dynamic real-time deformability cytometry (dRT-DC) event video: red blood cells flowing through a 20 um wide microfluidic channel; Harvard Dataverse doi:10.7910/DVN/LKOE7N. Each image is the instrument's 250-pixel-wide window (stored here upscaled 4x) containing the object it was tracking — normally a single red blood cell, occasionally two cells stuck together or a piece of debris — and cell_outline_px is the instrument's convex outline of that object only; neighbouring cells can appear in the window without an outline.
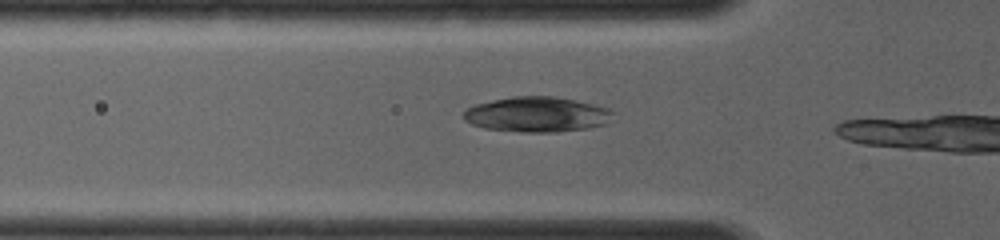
{"species": "common noctule bat (a hibernating species)", "species_latin": "Nyctalus noctula", "temperature_condition": "room temperature", "stored_images_in_passage": 26, "camera_frame_rate_fps": 4000, "um_per_image_px": 0.085, "animal": {"sex": "female", "body_mass_g": 19.0, "forearm_length_mm": 56.7}, "frame": {"image": 1, "passage_image": 10, "time_ms": 2.25, "image_size_px": [1000, 240], "cell_outline_px": [[616, 112], [608, 124], [588, 128], [556, 132], [524, 132], [484, 128], [472, 124], [464, 120], [464, 112], [468, 108], [476, 104], [512, 96], [552, 96], [592, 104], [608, 108]], "centroid_in_image_um": [45.68, 9.73], "position_along_channel_um": 80.1, "area_um2": 30.58}}
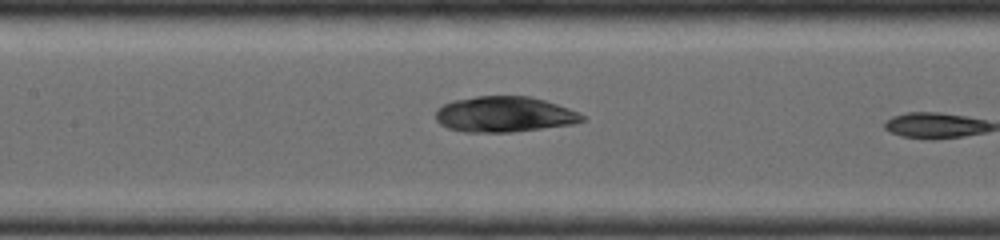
{"frame": {"image": 2, "passage_image": 17, "time_ms": 4.0, "image_size_px": [1000, 240], "cell_outline_px": [[584, 120], [572, 124], [512, 132], [464, 132], [448, 128], [440, 124], [436, 120], [436, 112], [444, 104], [456, 100], [476, 96], [528, 96], [544, 100], [568, 108], [584, 116]], "centroid_in_image_um": [42.85, 9.72], "position_along_channel_um": 164.6, "area_um2": 30.06}}
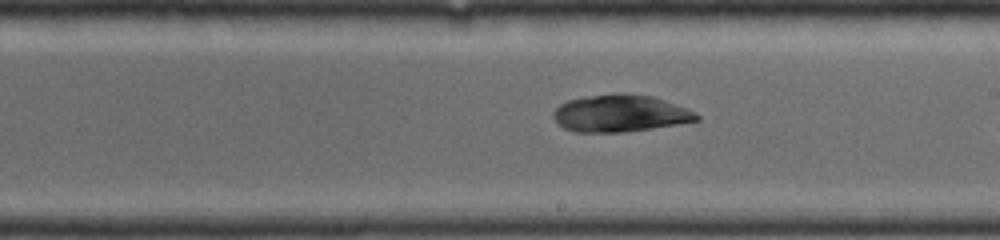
{"frame": {"image": 3, "passage_image": 23, "time_ms": 5.5, "image_size_px": [1000, 240], "cell_outline_px": [[700, 120], [652, 128], [624, 132], [572, 132], [556, 124], [552, 116], [552, 112], [560, 104], [568, 100], [592, 96], [652, 96], [664, 100], [696, 112], [700, 116]], "centroid_in_image_um": [52.68, 9.69], "position_along_channel_um": 236.3, "area_um2": 30.11}}